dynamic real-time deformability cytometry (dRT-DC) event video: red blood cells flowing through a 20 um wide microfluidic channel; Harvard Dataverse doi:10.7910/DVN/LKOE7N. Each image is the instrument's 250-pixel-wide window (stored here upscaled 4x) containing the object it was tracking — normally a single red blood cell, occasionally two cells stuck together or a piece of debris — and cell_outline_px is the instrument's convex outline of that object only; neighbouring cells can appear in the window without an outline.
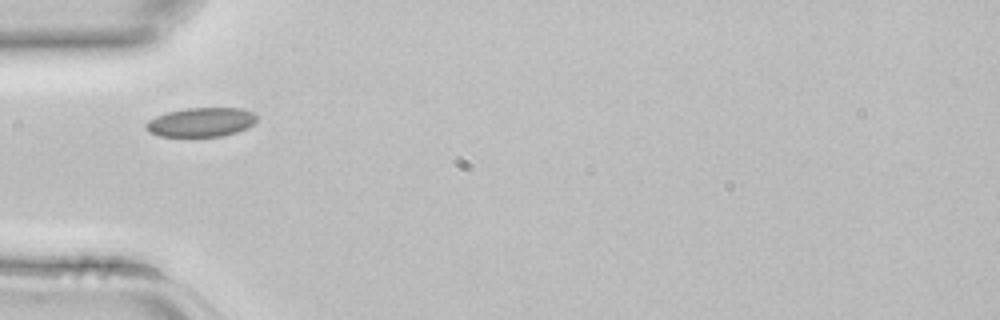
{"species": "common noctule bat (a hibernating species)", "species_latin": "Nyctalus noctula", "temperature_condition": "room temperature", "stored_images_in_passage": 1, "camera_frame_rate_fps": 3000, "um_per_image_px": 0.085, "animal": {"sex": "female", "body_mass_g": 22.7, "forearm_length_mm": 54.2}, "frame": {"image": 1, "passage_image": 1, "time_ms": 0.0, "image_size_px": [1000, 320], "cell_outline_px": [[256, 120], [248, 128], [236, 132], [220, 136], [160, 136], [148, 132], [144, 128], [144, 124], [148, 120], [156, 116], [168, 112], [188, 108], [240, 108], [252, 112], [256, 116]], "centroid_in_image_um": [17.05, 10.39], "position_along_channel_um": 67.9, "area_um2": 18.73}}